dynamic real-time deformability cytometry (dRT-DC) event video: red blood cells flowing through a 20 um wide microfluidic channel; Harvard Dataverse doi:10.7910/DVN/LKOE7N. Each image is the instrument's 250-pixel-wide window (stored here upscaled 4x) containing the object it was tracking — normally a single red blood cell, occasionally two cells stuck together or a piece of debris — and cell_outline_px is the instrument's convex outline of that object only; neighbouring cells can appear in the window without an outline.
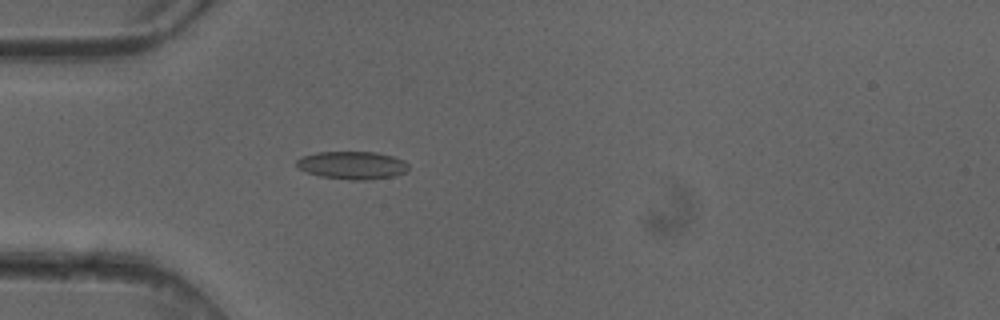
{"species": "common noctule bat (a hibernating species)", "species_latin": "Nyctalus noctula", "temperature_condition": "cold", "stored_images_in_passage": 3, "camera_frame_rate_fps": 3000, "um_per_image_px": 0.085, "animal": {"sex": "female"}, "frame": {"image": 1, "passage_image": 3, "time_ms": 0.667, "image_size_px": [1000, 320], "cell_outline_px": [[408, 168], [404, 172], [396, 176], [368, 180], [348, 180], [320, 176], [308, 172], [300, 168], [296, 164], [296, 160], [300, 156], [316, 152], [376, 152], [392, 156], [404, 160], [408, 164]], "centroid_in_image_um": [29.94, 14.04], "position_along_channel_um": 55.1, "area_um2": 18.26}}